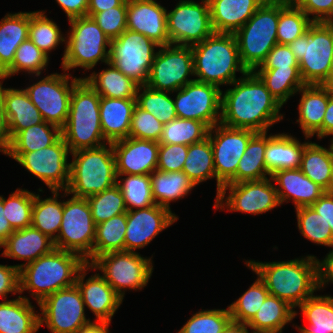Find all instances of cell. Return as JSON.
I'll list each match as a JSON object with an SVG mask.
<instances>
[{
    "label": "cell",
    "mask_w": 333,
    "mask_h": 333,
    "mask_svg": "<svg viewBox=\"0 0 333 333\" xmlns=\"http://www.w3.org/2000/svg\"><path fill=\"white\" fill-rule=\"evenodd\" d=\"M34 193L29 190L17 188L9 198L3 197L5 217L14 230L31 226Z\"/></svg>",
    "instance_id": "obj_54"
},
{
    "label": "cell",
    "mask_w": 333,
    "mask_h": 333,
    "mask_svg": "<svg viewBox=\"0 0 333 333\" xmlns=\"http://www.w3.org/2000/svg\"><path fill=\"white\" fill-rule=\"evenodd\" d=\"M321 85L327 90L329 95L333 96V73H330Z\"/></svg>",
    "instance_id": "obj_71"
},
{
    "label": "cell",
    "mask_w": 333,
    "mask_h": 333,
    "mask_svg": "<svg viewBox=\"0 0 333 333\" xmlns=\"http://www.w3.org/2000/svg\"><path fill=\"white\" fill-rule=\"evenodd\" d=\"M163 125L152 113L136 105L132 114L129 137L159 142Z\"/></svg>",
    "instance_id": "obj_56"
},
{
    "label": "cell",
    "mask_w": 333,
    "mask_h": 333,
    "mask_svg": "<svg viewBox=\"0 0 333 333\" xmlns=\"http://www.w3.org/2000/svg\"><path fill=\"white\" fill-rule=\"evenodd\" d=\"M320 289L325 285L333 283V250L323 260L319 261Z\"/></svg>",
    "instance_id": "obj_65"
},
{
    "label": "cell",
    "mask_w": 333,
    "mask_h": 333,
    "mask_svg": "<svg viewBox=\"0 0 333 333\" xmlns=\"http://www.w3.org/2000/svg\"><path fill=\"white\" fill-rule=\"evenodd\" d=\"M127 212L96 225L93 260L103 254L124 251Z\"/></svg>",
    "instance_id": "obj_44"
},
{
    "label": "cell",
    "mask_w": 333,
    "mask_h": 333,
    "mask_svg": "<svg viewBox=\"0 0 333 333\" xmlns=\"http://www.w3.org/2000/svg\"><path fill=\"white\" fill-rule=\"evenodd\" d=\"M319 259L314 255L278 262L245 261L265 283L270 295L286 301L294 309L320 289Z\"/></svg>",
    "instance_id": "obj_2"
},
{
    "label": "cell",
    "mask_w": 333,
    "mask_h": 333,
    "mask_svg": "<svg viewBox=\"0 0 333 333\" xmlns=\"http://www.w3.org/2000/svg\"><path fill=\"white\" fill-rule=\"evenodd\" d=\"M229 309L200 310L177 333H222L231 321Z\"/></svg>",
    "instance_id": "obj_55"
},
{
    "label": "cell",
    "mask_w": 333,
    "mask_h": 333,
    "mask_svg": "<svg viewBox=\"0 0 333 333\" xmlns=\"http://www.w3.org/2000/svg\"><path fill=\"white\" fill-rule=\"evenodd\" d=\"M96 224L87 198L71 197L63 201L60 231L53 241L56 249L79 255L86 263L93 261Z\"/></svg>",
    "instance_id": "obj_10"
},
{
    "label": "cell",
    "mask_w": 333,
    "mask_h": 333,
    "mask_svg": "<svg viewBox=\"0 0 333 333\" xmlns=\"http://www.w3.org/2000/svg\"><path fill=\"white\" fill-rule=\"evenodd\" d=\"M308 326H297L300 333H333V297L313 295L299 307Z\"/></svg>",
    "instance_id": "obj_40"
},
{
    "label": "cell",
    "mask_w": 333,
    "mask_h": 333,
    "mask_svg": "<svg viewBox=\"0 0 333 333\" xmlns=\"http://www.w3.org/2000/svg\"><path fill=\"white\" fill-rule=\"evenodd\" d=\"M150 180L155 203L169 210L170 202L182 199L196 187L183 171L162 172L156 169L150 174Z\"/></svg>",
    "instance_id": "obj_36"
},
{
    "label": "cell",
    "mask_w": 333,
    "mask_h": 333,
    "mask_svg": "<svg viewBox=\"0 0 333 333\" xmlns=\"http://www.w3.org/2000/svg\"><path fill=\"white\" fill-rule=\"evenodd\" d=\"M38 306L42 311L40 327L45 324L52 333H76L93 322L86 318L82 294L76 284L52 293Z\"/></svg>",
    "instance_id": "obj_15"
},
{
    "label": "cell",
    "mask_w": 333,
    "mask_h": 333,
    "mask_svg": "<svg viewBox=\"0 0 333 333\" xmlns=\"http://www.w3.org/2000/svg\"><path fill=\"white\" fill-rule=\"evenodd\" d=\"M298 92L301 98L296 122L307 140L315 134L318 139H322V122L328 103L327 90L322 85H305Z\"/></svg>",
    "instance_id": "obj_29"
},
{
    "label": "cell",
    "mask_w": 333,
    "mask_h": 333,
    "mask_svg": "<svg viewBox=\"0 0 333 333\" xmlns=\"http://www.w3.org/2000/svg\"><path fill=\"white\" fill-rule=\"evenodd\" d=\"M2 84L1 81L5 116L11 140L19 131L38 125L44 122V119L24 89L3 88Z\"/></svg>",
    "instance_id": "obj_30"
},
{
    "label": "cell",
    "mask_w": 333,
    "mask_h": 333,
    "mask_svg": "<svg viewBox=\"0 0 333 333\" xmlns=\"http://www.w3.org/2000/svg\"><path fill=\"white\" fill-rule=\"evenodd\" d=\"M167 11L170 44L192 47L214 33L208 0H179Z\"/></svg>",
    "instance_id": "obj_16"
},
{
    "label": "cell",
    "mask_w": 333,
    "mask_h": 333,
    "mask_svg": "<svg viewBox=\"0 0 333 333\" xmlns=\"http://www.w3.org/2000/svg\"><path fill=\"white\" fill-rule=\"evenodd\" d=\"M276 183V191L280 205L290 199L295 209L314 204L326 191L310 180L299 168L281 169L271 174ZM289 200V201H288Z\"/></svg>",
    "instance_id": "obj_25"
},
{
    "label": "cell",
    "mask_w": 333,
    "mask_h": 333,
    "mask_svg": "<svg viewBox=\"0 0 333 333\" xmlns=\"http://www.w3.org/2000/svg\"><path fill=\"white\" fill-rule=\"evenodd\" d=\"M171 92L151 89L147 85L139 86L136 105L142 110L152 113L162 124L177 118Z\"/></svg>",
    "instance_id": "obj_50"
},
{
    "label": "cell",
    "mask_w": 333,
    "mask_h": 333,
    "mask_svg": "<svg viewBox=\"0 0 333 333\" xmlns=\"http://www.w3.org/2000/svg\"><path fill=\"white\" fill-rule=\"evenodd\" d=\"M308 142L309 140L301 143L296 137L285 132L268 135L264 154L268 173L271 175L281 169L299 168L304 146Z\"/></svg>",
    "instance_id": "obj_32"
},
{
    "label": "cell",
    "mask_w": 333,
    "mask_h": 333,
    "mask_svg": "<svg viewBox=\"0 0 333 333\" xmlns=\"http://www.w3.org/2000/svg\"><path fill=\"white\" fill-rule=\"evenodd\" d=\"M5 216L3 196L0 195V246L15 231Z\"/></svg>",
    "instance_id": "obj_68"
},
{
    "label": "cell",
    "mask_w": 333,
    "mask_h": 333,
    "mask_svg": "<svg viewBox=\"0 0 333 333\" xmlns=\"http://www.w3.org/2000/svg\"><path fill=\"white\" fill-rule=\"evenodd\" d=\"M329 192L333 193V170H332V178H331V184H330Z\"/></svg>",
    "instance_id": "obj_72"
},
{
    "label": "cell",
    "mask_w": 333,
    "mask_h": 333,
    "mask_svg": "<svg viewBox=\"0 0 333 333\" xmlns=\"http://www.w3.org/2000/svg\"><path fill=\"white\" fill-rule=\"evenodd\" d=\"M253 72L282 106L305 86L299 69H255Z\"/></svg>",
    "instance_id": "obj_42"
},
{
    "label": "cell",
    "mask_w": 333,
    "mask_h": 333,
    "mask_svg": "<svg viewBox=\"0 0 333 333\" xmlns=\"http://www.w3.org/2000/svg\"><path fill=\"white\" fill-rule=\"evenodd\" d=\"M296 217L298 229L304 238L333 249V232L320 214L307 206L297 208Z\"/></svg>",
    "instance_id": "obj_52"
},
{
    "label": "cell",
    "mask_w": 333,
    "mask_h": 333,
    "mask_svg": "<svg viewBox=\"0 0 333 333\" xmlns=\"http://www.w3.org/2000/svg\"><path fill=\"white\" fill-rule=\"evenodd\" d=\"M34 308L30 299L21 295L0 302V333H36L40 321Z\"/></svg>",
    "instance_id": "obj_31"
},
{
    "label": "cell",
    "mask_w": 333,
    "mask_h": 333,
    "mask_svg": "<svg viewBox=\"0 0 333 333\" xmlns=\"http://www.w3.org/2000/svg\"><path fill=\"white\" fill-rule=\"evenodd\" d=\"M69 153L71 152L61 136L49 147L23 153L16 162L41 179L49 190L64 191L69 182Z\"/></svg>",
    "instance_id": "obj_19"
},
{
    "label": "cell",
    "mask_w": 333,
    "mask_h": 333,
    "mask_svg": "<svg viewBox=\"0 0 333 333\" xmlns=\"http://www.w3.org/2000/svg\"><path fill=\"white\" fill-rule=\"evenodd\" d=\"M52 197L41 199L34 193L31 226L40 230L53 241L60 231L63 215V201H58L61 196L59 190H51ZM56 233V234H55Z\"/></svg>",
    "instance_id": "obj_41"
},
{
    "label": "cell",
    "mask_w": 333,
    "mask_h": 333,
    "mask_svg": "<svg viewBox=\"0 0 333 333\" xmlns=\"http://www.w3.org/2000/svg\"><path fill=\"white\" fill-rule=\"evenodd\" d=\"M193 66L196 81L220 86L231 85L236 72L248 71L240 60L235 35L214 32L202 42L193 45Z\"/></svg>",
    "instance_id": "obj_4"
},
{
    "label": "cell",
    "mask_w": 333,
    "mask_h": 333,
    "mask_svg": "<svg viewBox=\"0 0 333 333\" xmlns=\"http://www.w3.org/2000/svg\"><path fill=\"white\" fill-rule=\"evenodd\" d=\"M85 264L79 255L54 248L19 269L20 294L29 290L39 304L52 293L74 286Z\"/></svg>",
    "instance_id": "obj_3"
},
{
    "label": "cell",
    "mask_w": 333,
    "mask_h": 333,
    "mask_svg": "<svg viewBox=\"0 0 333 333\" xmlns=\"http://www.w3.org/2000/svg\"><path fill=\"white\" fill-rule=\"evenodd\" d=\"M248 325L245 323L230 321L222 333H249ZM252 333V332H251Z\"/></svg>",
    "instance_id": "obj_70"
},
{
    "label": "cell",
    "mask_w": 333,
    "mask_h": 333,
    "mask_svg": "<svg viewBox=\"0 0 333 333\" xmlns=\"http://www.w3.org/2000/svg\"><path fill=\"white\" fill-rule=\"evenodd\" d=\"M118 6H127V0H89L87 16L91 17L95 13Z\"/></svg>",
    "instance_id": "obj_66"
},
{
    "label": "cell",
    "mask_w": 333,
    "mask_h": 333,
    "mask_svg": "<svg viewBox=\"0 0 333 333\" xmlns=\"http://www.w3.org/2000/svg\"><path fill=\"white\" fill-rule=\"evenodd\" d=\"M229 195L226 196V191ZM226 197V198H225ZM280 205L275 184L271 177L262 180L226 183L215 197V209L258 215Z\"/></svg>",
    "instance_id": "obj_14"
},
{
    "label": "cell",
    "mask_w": 333,
    "mask_h": 333,
    "mask_svg": "<svg viewBox=\"0 0 333 333\" xmlns=\"http://www.w3.org/2000/svg\"><path fill=\"white\" fill-rule=\"evenodd\" d=\"M160 47L145 35L125 30L119 37L112 39L109 63L139 86L146 85L149 73L157 54L154 48Z\"/></svg>",
    "instance_id": "obj_12"
},
{
    "label": "cell",
    "mask_w": 333,
    "mask_h": 333,
    "mask_svg": "<svg viewBox=\"0 0 333 333\" xmlns=\"http://www.w3.org/2000/svg\"><path fill=\"white\" fill-rule=\"evenodd\" d=\"M100 95L81 79L73 88L70 109L61 135L71 153L108 143L100 120Z\"/></svg>",
    "instance_id": "obj_5"
},
{
    "label": "cell",
    "mask_w": 333,
    "mask_h": 333,
    "mask_svg": "<svg viewBox=\"0 0 333 333\" xmlns=\"http://www.w3.org/2000/svg\"><path fill=\"white\" fill-rule=\"evenodd\" d=\"M299 169L314 183L329 192L333 170V141L329 148L308 142L303 149Z\"/></svg>",
    "instance_id": "obj_35"
},
{
    "label": "cell",
    "mask_w": 333,
    "mask_h": 333,
    "mask_svg": "<svg viewBox=\"0 0 333 333\" xmlns=\"http://www.w3.org/2000/svg\"><path fill=\"white\" fill-rule=\"evenodd\" d=\"M108 67L101 72L95 71L90 76L83 77L88 84L103 97L109 98H136L139 85L124 75L109 62Z\"/></svg>",
    "instance_id": "obj_39"
},
{
    "label": "cell",
    "mask_w": 333,
    "mask_h": 333,
    "mask_svg": "<svg viewBox=\"0 0 333 333\" xmlns=\"http://www.w3.org/2000/svg\"><path fill=\"white\" fill-rule=\"evenodd\" d=\"M127 30L141 33L158 45H169L167 9L156 0H127Z\"/></svg>",
    "instance_id": "obj_24"
},
{
    "label": "cell",
    "mask_w": 333,
    "mask_h": 333,
    "mask_svg": "<svg viewBox=\"0 0 333 333\" xmlns=\"http://www.w3.org/2000/svg\"><path fill=\"white\" fill-rule=\"evenodd\" d=\"M210 128L198 120L176 118L163 125L159 144L191 145L205 140Z\"/></svg>",
    "instance_id": "obj_46"
},
{
    "label": "cell",
    "mask_w": 333,
    "mask_h": 333,
    "mask_svg": "<svg viewBox=\"0 0 333 333\" xmlns=\"http://www.w3.org/2000/svg\"><path fill=\"white\" fill-rule=\"evenodd\" d=\"M221 89L213 84L192 81L178 89L174 100L177 118L198 120L209 128L220 123Z\"/></svg>",
    "instance_id": "obj_20"
},
{
    "label": "cell",
    "mask_w": 333,
    "mask_h": 333,
    "mask_svg": "<svg viewBox=\"0 0 333 333\" xmlns=\"http://www.w3.org/2000/svg\"><path fill=\"white\" fill-rule=\"evenodd\" d=\"M151 259L138 252L118 251L96 257L90 265L91 270H100L101 276L124 299L126 289L142 290L148 284L153 273Z\"/></svg>",
    "instance_id": "obj_11"
},
{
    "label": "cell",
    "mask_w": 333,
    "mask_h": 333,
    "mask_svg": "<svg viewBox=\"0 0 333 333\" xmlns=\"http://www.w3.org/2000/svg\"><path fill=\"white\" fill-rule=\"evenodd\" d=\"M92 266L86 263L78 272L76 285L82 294L84 305L96 316L93 321L111 323L115 312L123 302L111 285L99 273L86 279Z\"/></svg>",
    "instance_id": "obj_22"
},
{
    "label": "cell",
    "mask_w": 333,
    "mask_h": 333,
    "mask_svg": "<svg viewBox=\"0 0 333 333\" xmlns=\"http://www.w3.org/2000/svg\"><path fill=\"white\" fill-rule=\"evenodd\" d=\"M313 22H333V0H292Z\"/></svg>",
    "instance_id": "obj_60"
},
{
    "label": "cell",
    "mask_w": 333,
    "mask_h": 333,
    "mask_svg": "<svg viewBox=\"0 0 333 333\" xmlns=\"http://www.w3.org/2000/svg\"><path fill=\"white\" fill-rule=\"evenodd\" d=\"M0 248H4L2 256L27 262L17 264L16 267L20 269L25 264L50 253L55 247L52 239L33 226H29L15 230Z\"/></svg>",
    "instance_id": "obj_26"
},
{
    "label": "cell",
    "mask_w": 333,
    "mask_h": 333,
    "mask_svg": "<svg viewBox=\"0 0 333 333\" xmlns=\"http://www.w3.org/2000/svg\"><path fill=\"white\" fill-rule=\"evenodd\" d=\"M297 314L286 301L269 294L247 325L252 333H282L285 325L291 323Z\"/></svg>",
    "instance_id": "obj_34"
},
{
    "label": "cell",
    "mask_w": 333,
    "mask_h": 333,
    "mask_svg": "<svg viewBox=\"0 0 333 333\" xmlns=\"http://www.w3.org/2000/svg\"><path fill=\"white\" fill-rule=\"evenodd\" d=\"M182 171L194 185H199L208 179H216L213 150L210 139L191 144Z\"/></svg>",
    "instance_id": "obj_43"
},
{
    "label": "cell",
    "mask_w": 333,
    "mask_h": 333,
    "mask_svg": "<svg viewBox=\"0 0 333 333\" xmlns=\"http://www.w3.org/2000/svg\"><path fill=\"white\" fill-rule=\"evenodd\" d=\"M69 23L70 32L65 42L62 69L67 72L76 67L92 70L100 61L107 64L111 39L92 17L74 18Z\"/></svg>",
    "instance_id": "obj_9"
},
{
    "label": "cell",
    "mask_w": 333,
    "mask_h": 333,
    "mask_svg": "<svg viewBox=\"0 0 333 333\" xmlns=\"http://www.w3.org/2000/svg\"><path fill=\"white\" fill-rule=\"evenodd\" d=\"M310 207L324 218L333 232V193L325 192Z\"/></svg>",
    "instance_id": "obj_63"
},
{
    "label": "cell",
    "mask_w": 333,
    "mask_h": 333,
    "mask_svg": "<svg viewBox=\"0 0 333 333\" xmlns=\"http://www.w3.org/2000/svg\"><path fill=\"white\" fill-rule=\"evenodd\" d=\"M299 69L298 61L286 44H276L256 69Z\"/></svg>",
    "instance_id": "obj_59"
},
{
    "label": "cell",
    "mask_w": 333,
    "mask_h": 333,
    "mask_svg": "<svg viewBox=\"0 0 333 333\" xmlns=\"http://www.w3.org/2000/svg\"><path fill=\"white\" fill-rule=\"evenodd\" d=\"M330 73H333V58H332L331 72Z\"/></svg>",
    "instance_id": "obj_73"
},
{
    "label": "cell",
    "mask_w": 333,
    "mask_h": 333,
    "mask_svg": "<svg viewBox=\"0 0 333 333\" xmlns=\"http://www.w3.org/2000/svg\"><path fill=\"white\" fill-rule=\"evenodd\" d=\"M91 17L111 40L127 29V6L114 7Z\"/></svg>",
    "instance_id": "obj_57"
},
{
    "label": "cell",
    "mask_w": 333,
    "mask_h": 333,
    "mask_svg": "<svg viewBox=\"0 0 333 333\" xmlns=\"http://www.w3.org/2000/svg\"><path fill=\"white\" fill-rule=\"evenodd\" d=\"M313 23L292 0H279L278 44L288 45L307 32Z\"/></svg>",
    "instance_id": "obj_45"
},
{
    "label": "cell",
    "mask_w": 333,
    "mask_h": 333,
    "mask_svg": "<svg viewBox=\"0 0 333 333\" xmlns=\"http://www.w3.org/2000/svg\"><path fill=\"white\" fill-rule=\"evenodd\" d=\"M117 175H150L157 169L159 142L127 137L112 143Z\"/></svg>",
    "instance_id": "obj_23"
},
{
    "label": "cell",
    "mask_w": 333,
    "mask_h": 333,
    "mask_svg": "<svg viewBox=\"0 0 333 333\" xmlns=\"http://www.w3.org/2000/svg\"><path fill=\"white\" fill-rule=\"evenodd\" d=\"M256 133L250 129L230 128L221 123L210 128L208 138L213 150L217 182L216 197L220 194L222 186L236 174L249 140Z\"/></svg>",
    "instance_id": "obj_18"
},
{
    "label": "cell",
    "mask_w": 333,
    "mask_h": 333,
    "mask_svg": "<svg viewBox=\"0 0 333 333\" xmlns=\"http://www.w3.org/2000/svg\"><path fill=\"white\" fill-rule=\"evenodd\" d=\"M109 325L107 322L93 321L90 324L78 329L76 333H109Z\"/></svg>",
    "instance_id": "obj_69"
},
{
    "label": "cell",
    "mask_w": 333,
    "mask_h": 333,
    "mask_svg": "<svg viewBox=\"0 0 333 333\" xmlns=\"http://www.w3.org/2000/svg\"><path fill=\"white\" fill-rule=\"evenodd\" d=\"M136 98H109L100 96V120L104 139L113 143L129 137Z\"/></svg>",
    "instance_id": "obj_28"
},
{
    "label": "cell",
    "mask_w": 333,
    "mask_h": 333,
    "mask_svg": "<svg viewBox=\"0 0 333 333\" xmlns=\"http://www.w3.org/2000/svg\"><path fill=\"white\" fill-rule=\"evenodd\" d=\"M30 12L6 13L0 21V75L12 64L15 52L28 39Z\"/></svg>",
    "instance_id": "obj_33"
},
{
    "label": "cell",
    "mask_w": 333,
    "mask_h": 333,
    "mask_svg": "<svg viewBox=\"0 0 333 333\" xmlns=\"http://www.w3.org/2000/svg\"><path fill=\"white\" fill-rule=\"evenodd\" d=\"M266 0H208L211 23L216 33L239 30Z\"/></svg>",
    "instance_id": "obj_27"
},
{
    "label": "cell",
    "mask_w": 333,
    "mask_h": 333,
    "mask_svg": "<svg viewBox=\"0 0 333 333\" xmlns=\"http://www.w3.org/2000/svg\"><path fill=\"white\" fill-rule=\"evenodd\" d=\"M117 185L128 211L156 204L152 195L150 175H117Z\"/></svg>",
    "instance_id": "obj_49"
},
{
    "label": "cell",
    "mask_w": 333,
    "mask_h": 333,
    "mask_svg": "<svg viewBox=\"0 0 333 333\" xmlns=\"http://www.w3.org/2000/svg\"><path fill=\"white\" fill-rule=\"evenodd\" d=\"M65 12L68 20L87 16L89 0H55Z\"/></svg>",
    "instance_id": "obj_62"
},
{
    "label": "cell",
    "mask_w": 333,
    "mask_h": 333,
    "mask_svg": "<svg viewBox=\"0 0 333 333\" xmlns=\"http://www.w3.org/2000/svg\"><path fill=\"white\" fill-rule=\"evenodd\" d=\"M333 136V96L328 94V103L322 122V138ZM333 141V138L331 139Z\"/></svg>",
    "instance_id": "obj_67"
},
{
    "label": "cell",
    "mask_w": 333,
    "mask_h": 333,
    "mask_svg": "<svg viewBox=\"0 0 333 333\" xmlns=\"http://www.w3.org/2000/svg\"><path fill=\"white\" fill-rule=\"evenodd\" d=\"M61 29L52 19L50 20L45 11L30 12V26L28 39L31 40L48 57L52 50L59 44L66 42V37L61 34ZM50 51V52H49Z\"/></svg>",
    "instance_id": "obj_47"
},
{
    "label": "cell",
    "mask_w": 333,
    "mask_h": 333,
    "mask_svg": "<svg viewBox=\"0 0 333 333\" xmlns=\"http://www.w3.org/2000/svg\"><path fill=\"white\" fill-rule=\"evenodd\" d=\"M178 219L171 210L157 204L127 211L124 251L135 252L144 248Z\"/></svg>",
    "instance_id": "obj_21"
},
{
    "label": "cell",
    "mask_w": 333,
    "mask_h": 333,
    "mask_svg": "<svg viewBox=\"0 0 333 333\" xmlns=\"http://www.w3.org/2000/svg\"><path fill=\"white\" fill-rule=\"evenodd\" d=\"M108 144V147H107ZM68 187L64 196L87 198L117 184L116 160L112 143L70 153Z\"/></svg>",
    "instance_id": "obj_6"
},
{
    "label": "cell",
    "mask_w": 333,
    "mask_h": 333,
    "mask_svg": "<svg viewBox=\"0 0 333 333\" xmlns=\"http://www.w3.org/2000/svg\"><path fill=\"white\" fill-rule=\"evenodd\" d=\"M268 295L265 283L257 275L254 283L228 306L232 321L248 324Z\"/></svg>",
    "instance_id": "obj_51"
},
{
    "label": "cell",
    "mask_w": 333,
    "mask_h": 333,
    "mask_svg": "<svg viewBox=\"0 0 333 333\" xmlns=\"http://www.w3.org/2000/svg\"><path fill=\"white\" fill-rule=\"evenodd\" d=\"M268 132H257L250 140L242 155L236 174L227 183L262 180L270 177L265 163V149ZM268 175V176H267Z\"/></svg>",
    "instance_id": "obj_38"
},
{
    "label": "cell",
    "mask_w": 333,
    "mask_h": 333,
    "mask_svg": "<svg viewBox=\"0 0 333 333\" xmlns=\"http://www.w3.org/2000/svg\"><path fill=\"white\" fill-rule=\"evenodd\" d=\"M10 145V134L8 131L7 119L5 116L4 100L1 91L0 81V152L6 154Z\"/></svg>",
    "instance_id": "obj_64"
},
{
    "label": "cell",
    "mask_w": 333,
    "mask_h": 333,
    "mask_svg": "<svg viewBox=\"0 0 333 333\" xmlns=\"http://www.w3.org/2000/svg\"><path fill=\"white\" fill-rule=\"evenodd\" d=\"M229 86L233 88L221 91L222 125L268 132L273 124L283 120L282 105L253 71H248Z\"/></svg>",
    "instance_id": "obj_1"
},
{
    "label": "cell",
    "mask_w": 333,
    "mask_h": 333,
    "mask_svg": "<svg viewBox=\"0 0 333 333\" xmlns=\"http://www.w3.org/2000/svg\"><path fill=\"white\" fill-rule=\"evenodd\" d=\"M49 58L31 40L27 39L17 48L12 64L0 75V80L21 72L39 77L49 64Z\"/></svg>",
    "instance_id": "obj_48"
},
{
    "label": "cell",
    "mask_w": 333,
    "mask_h": 333,
    "mask_svg": "<svg viewBox=\"0 0 333 333\" xmlns=\"http://www.w3.org/2000/svg\"><path fill=\"white\" fill-rule=\"evenodd\" d=\"M152 63L147 86L158 91L174 92L194 81L193 51L189 46H160Z\"/></svg>",
    "instance_id": "obj_17"
},
{
    "label": "cell",
    "mask_w": 333,
    "mask_h": 333,
    "mask_svg": "<svg viewBox=\"0 0 333 333\" xmlns=\"http://www.w3.org/2000/svg\"><path fill=\"white\" fill-rule=\"evenodd\" d=\"M187 153V145L159 144L157 170L162 172L182 171Z\"/></svg>",
    "instance_id": "obj_58"
},
{
    "label": "cell",
    "mask_w": 333,
    "mask_h": 333,
    "mask_svg": "<svg viewBox=\"0 0 333 333\" xmlns=\"http://www.w3.org/2000/svg\"><path fill=\"white\" fill-rule=\"evenodd\" d=\"M63 72L47 75L24 89L44 121L60 129L65 126L68 118L72 90L82 79L74 78L70 73H65V70Z\"/></svg>",
    "instance_id": "obj_13"
},
{
    "label": "cell",
    "mask_w": 333,
    "mask_h": 333,
    "mask_svg": "<svg viewBox=\"0 0 333 333\" xmlns=\"http://www.w3.org/2000/svg\"><path fill=\"white\" fill-rule=\"evenodd\" d=\"M61 129L42 122L19 131L11 140L5 155L15 161L25 152L37 151L54 144L61 137Z\"/></svg>",
    "instance_id": "obj_37"
},
{
    "label": "cell",
    "mask_w": 333,
    "mask_h": 333,
    "mask_svg": "<svg viewBox=\"0 0 333 333\" xmlns=\"http://www.w3.org/2000/svg\"><path fill=\"white\" fill-rule=\"evenodd\" d=\"M279 0H266L234 35L240 60L247 71H254L278 44Z\"/></svg>",
    "instance_id": "obj_7"
},
{
    "label": "cell",
    "mask_w": 333,
    "mask_h": 333,
    "mask_svg": "<svg viewBox=\"0 0 333 333\" xmlns=\"http://www.w3.org/2000/svg\"><path fill=\"white\" fill-rule=\"evenodd\" d=\"M87 200L96 225L128 211L123 194L117 184L100 193L87 197Z\"/></svg>",
    "instance_id": "obj_53"
},
{
    "label": "cell",
    "mask_w": 333,
    "mask_h": 333,
    "mask_svg": "<svg viewBox=\"0 0 333 333\" xmlns=\"http://www.w3.org/2000/svg\"><path fill=\"white\" fill-rule=\"evenodd\" d=\"M20 294L19 269L16 265L0 264V297L7 300V295Z\"/></svg>",
    "instance_id": "obj_61"
},
{
    "label": "cell",
    "mask_w": 333,
    "mask_h": 333,
    "mask_svg": "<svg viewBox=\"0 0 333 333\" xmlns=\"http://www.w3.org/2000/svg\"><path fill=\"white\" fill-rule=\"evenodd\" d=\"M288 46L298 61L305 85H321L331 72L333 22H313Z\"/></svg>",
    "instance_id": "obj_8"
}]
</instances>
